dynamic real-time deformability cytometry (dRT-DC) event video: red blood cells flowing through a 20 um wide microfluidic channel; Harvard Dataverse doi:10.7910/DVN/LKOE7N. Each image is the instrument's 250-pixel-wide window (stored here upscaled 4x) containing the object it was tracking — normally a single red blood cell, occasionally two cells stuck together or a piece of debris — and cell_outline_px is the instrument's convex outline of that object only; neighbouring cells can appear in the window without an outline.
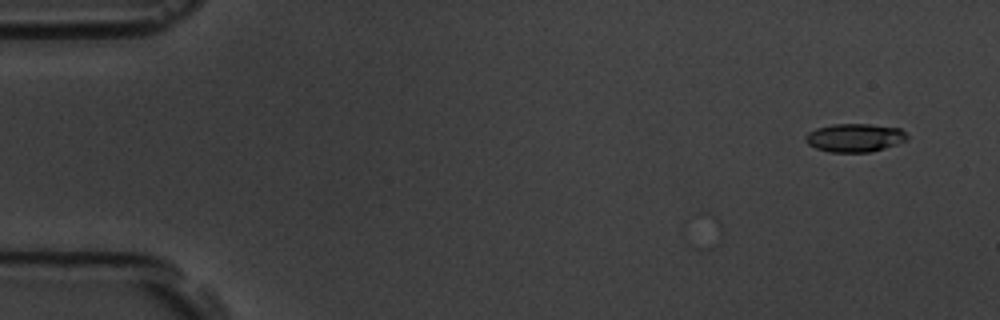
{"species": "common noctule bat (a hibernating species)", "species_latin": "Nyctalus noctula", "temperature_condition": "room temperature", "stored_images_in_passage": 4, "camera_frame_rate_fps": 3000, "um_per_image_px": 0.085, "animal": {"sex": "male", "body_mass_g": 19.5, "forearm_length_mm": 54.6}, "frame": {"image": 1, "passage_image": 1, "time_ms": 0.0, "image_size_px": [1000, 320], "cell_outline_px": [[908, 140], [872, 152], [828, 152], [816, 148], [808, 144], [804, 140], [804, 136], [808, 132], [816, 128], [832, 124], [868, 124], [900, 128], [908, 136]], "centroid_in_image_um": [72.63, 11.71], "position_along_channel_um": 12.4, "area_um2": 16.88}}
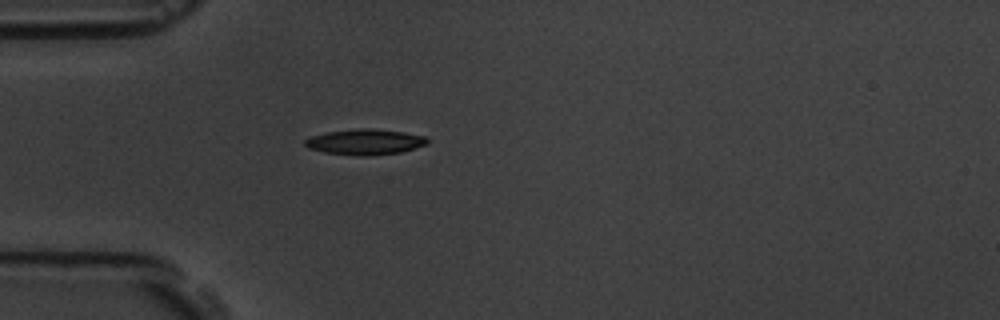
{"frame": {"image": 2, "passage_image": 4, "time_ms": 4.333, "image_size_px": [1000, 320], "cell_outline_px": [[428, 144], [400, 152], [364, 156], [360, 156], [324, 152], [308, 148], [304, 144], [304, 140], [312, 136], [328, 132], [360, 128], [372, 128], [404, 132], [424, 136], [428, 140]], "centroid_in_image_um": [31.02, 12.06], "position_along_channel_um": 54.0, "area_um2": 18.09}}